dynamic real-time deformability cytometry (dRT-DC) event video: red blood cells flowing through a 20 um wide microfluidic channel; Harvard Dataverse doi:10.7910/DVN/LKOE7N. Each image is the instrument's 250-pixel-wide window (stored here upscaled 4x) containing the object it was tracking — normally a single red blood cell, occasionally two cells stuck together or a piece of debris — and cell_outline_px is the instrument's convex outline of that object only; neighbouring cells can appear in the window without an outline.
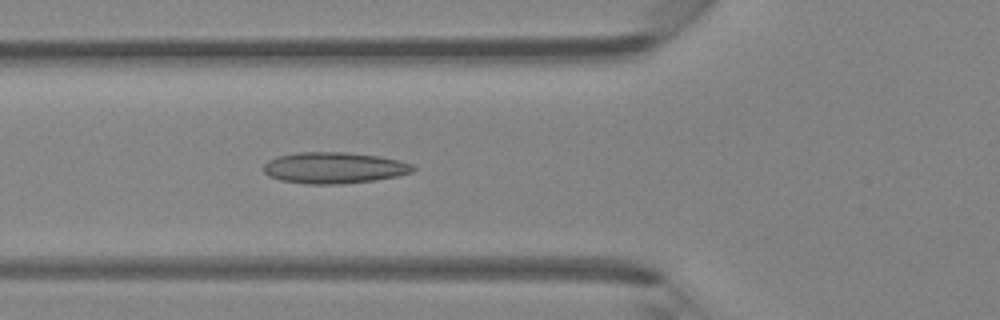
{"species": "Egyptian fruit bat (a non-hibernating species)", "species_latin": "Rousettus aegyptiacus", "temperature_condition": "room temperature", "stored_images_in_passage": 33, "camera_frame_rate_fps": 3000, "um_per_image_px": 0.085, "animal": {"sex": "female"}, "frame": {"image": 1, "passage_image": 4, "time_ms": 1.0, "image_size_px": [1000, 320], "cell_outline_px": [[416, 168], [412, 172], [396, 176], [376, 180], [340, 184], [304, 184], [280, 180], [268, 176], [264, 172], [264, 164], [268, 160], [276, 156], [296, 152], [344, 152], [380, 156], [400, 160], [412, 164]], "centroid_in_image_um": [28.38, 14.26], "position_along_channel_um": 97.4, "area_um2": 27.46}}
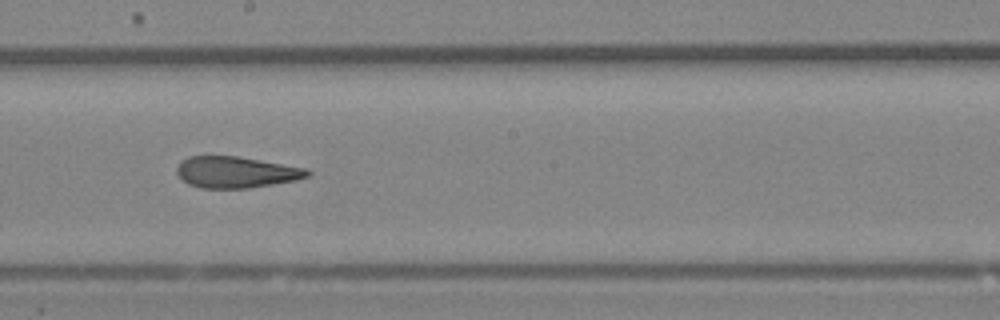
{"frame": {"image": 2, "passage_image": 13, "time_ms": 4.0, "image_size_px": [1000, 320], "cell_outline_px": [[312, 172], [308, 176], [296, 180], [248, 188], [200, 188], [188, 184], [176, 172], [176, 168], [180, 160], [188, 156], [236, 156], [308, 168]], "centroid_in_image_um": [20.05, 14.63], "position_along_channel_um": 228.1, "area_um2": 23.87}}
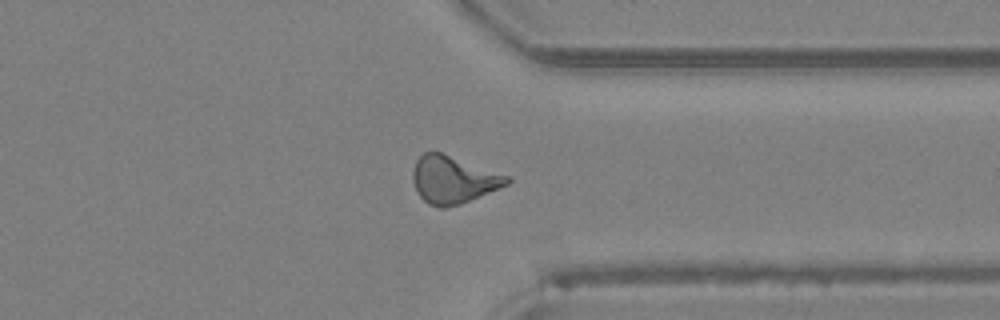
{"frame": {"image": 3, "passage_image": 23, "time_ms": 7.333, "image_size_px": [1000, 320], "cell_outline_px": [[512, 180], [508, 184], [460, 204], [444, 208], [440, 208], [428, 204], [416, 192], [412, 180], [412, 172], [416, 160], [424, 152], [440, 152], [512, 176]], "centroid_in_image_um": [38.52, 15.27], "position_along_channel_um": 372.9, "area_um2": 26.07}, "authors_computed_cell_mechanics": {"area_um2": 24.7384, "velocity_mm_per_s": 4.3765, "shape_relaxation_time_tau1_ms": null, "shape_relaxation_time_tau2_ms": 2.6517, "deformation_change_tau1": null, "deformation_change_tau2": 0.1152}}